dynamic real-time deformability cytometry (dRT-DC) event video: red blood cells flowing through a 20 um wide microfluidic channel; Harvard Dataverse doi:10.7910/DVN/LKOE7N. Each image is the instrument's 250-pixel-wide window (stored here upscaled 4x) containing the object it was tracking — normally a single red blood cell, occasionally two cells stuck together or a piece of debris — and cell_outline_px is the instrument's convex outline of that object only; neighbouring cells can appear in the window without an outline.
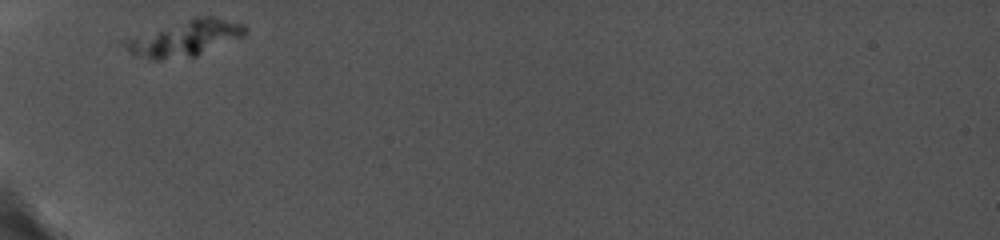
{"species": "common noctule bat (a hibernating species)", "species_latin": "Nyctalus noctula", "temperature_condition": "cold", "stored_images_in_passage": 24, "camera_frame_rate_fps": 5000, "um_per_image_px": 0.085, "animal": {"sex": "female", "body_mass_g": 19.0, "forearm_length_mm": 56.7}, "frame": {"image": 1, "passage_image": 1, "time_ms": 0.0, "image_size_px": [1000, 240], "cell_outline_px": [[248, 32], [244, 36], [196, 56], [160, 60], [152, 60], [136, 56], [120, 44], [120, 40], [128, 36], [192, 16], [212, 16], [244, 24], [248, 28]], "centroid_in_image_um": [15.64, 3.23], "position_along_channel_um": 69.4, "area_um2": 26.07}}